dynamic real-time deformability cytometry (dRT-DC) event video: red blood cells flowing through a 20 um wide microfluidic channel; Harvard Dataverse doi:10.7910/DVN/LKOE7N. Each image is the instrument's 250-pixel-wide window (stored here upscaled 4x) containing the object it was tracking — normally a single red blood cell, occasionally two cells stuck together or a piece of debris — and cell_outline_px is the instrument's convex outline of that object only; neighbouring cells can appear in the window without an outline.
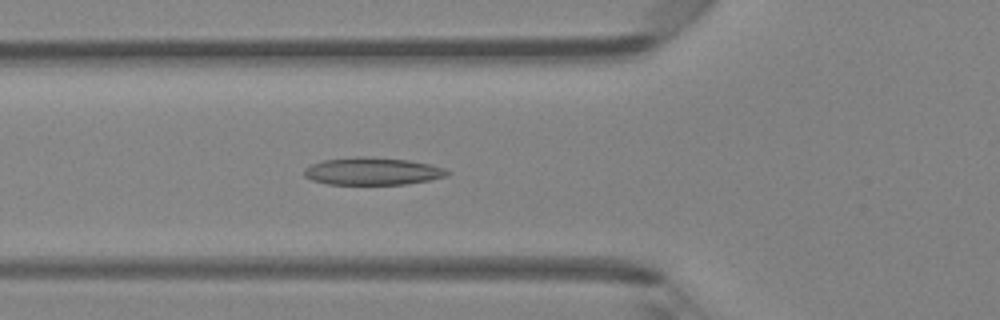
{"species": "Egyptian fruit bat (a non-hibernating species)", "species_latin": "Rousettus aegyptiacus", "temperature_condition": "room temperature", "stored_images_in_passage": 36, "camera_frame_rate_fps": 3000, "um_per_image_px": 0.085, "animal": {"sex": "female"}, "frame": {"image": 1, "passage_image": 8, "time_ms": 2.333, "image_size_px": [1000, 320], "cell_outline_px": [[452, 172], [448, 176], [428, 180], [404, 184], [328, 184], [312, 180], [304, 176], [304, 168], [312, 164], [324, 160], [356, 156], [372, 156], [408, 160], [428, 164], [444, 168]], "centroid_in_image_um": [31.66, 14.54], "position_along_channel_um": 94.1, "area_um2": 22.95}}
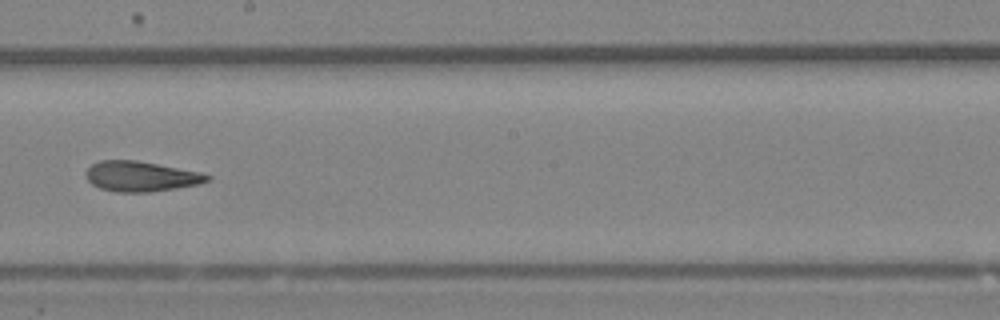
{"frame": {"image": 2, "passage_image": 18, "time_ms": 5.667, "image_size_px": [1000, 320], "cell_outline_px": [[212, 180], [196, 184], [176, 188], [148, 192], [116, 192], [100, 188], [92, 184], [84, 176], [84, 172], [92, 164], [100, 160], [136, 160], [200, 172], [212, 176]], "centroid_in_image_um": [11.95, 14.99], "position_along_channel_um": 236.3, "area_um2": 21.33}}
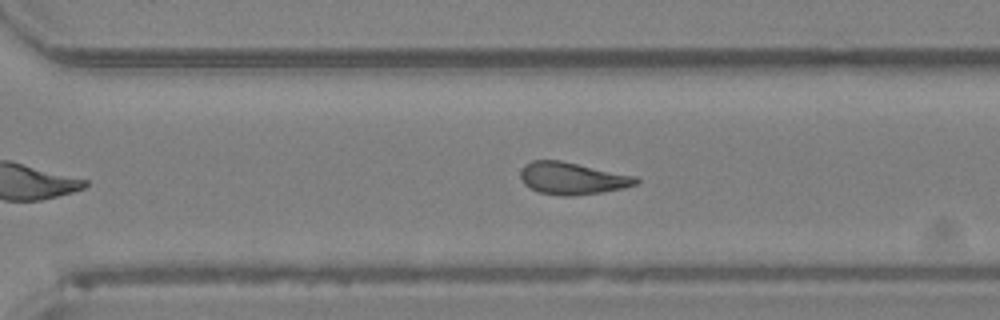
{"frame": {"image": 3, "passage_image": 24, "time_ms": 7.667, "image_size_px": [1000, 320], "cell_outline_px": [[640, 180], [636, 184], [624, 188], [600, 192], [572, 196], [560, 196], [540, 192], [524, 184], [520, 180], [520, 172], [524, 164], [532, 160], [560, 160], [636, 176]], "centroid_in_image_um": [48.62, 15.15], "position_along_channel_um": 322.0, "area_um2": 21.62}, "authors_computed_cell_mechanics": {"area_um2": 21.5594, "velocity_mm_per_s": 4.2783, "shape_relaxation_time_tau1_ms": null, "shape_relaxation_time_tau2_ms": 3.2244, "deformation_change_tau1": null, "deformation_change_tau2": 0.1058}}